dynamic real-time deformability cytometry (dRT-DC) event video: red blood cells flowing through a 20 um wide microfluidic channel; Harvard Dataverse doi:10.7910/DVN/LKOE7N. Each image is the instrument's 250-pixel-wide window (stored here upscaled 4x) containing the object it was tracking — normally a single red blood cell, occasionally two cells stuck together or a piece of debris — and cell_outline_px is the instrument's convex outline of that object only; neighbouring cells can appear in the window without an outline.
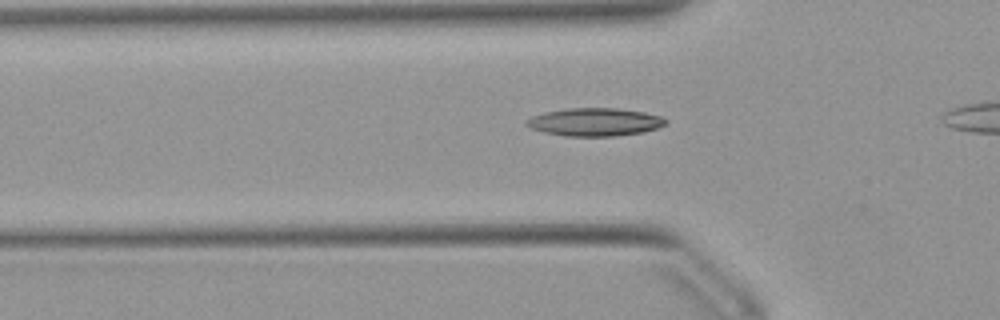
{"species": "Egyptian fruit bat (a non-hibernating species)", "species_latin": "Rousettus aegyptiacus", "temperature_condition": "warm", "stored_images_in_passage": 37, "camera_frame_rate_fps": 3000, "um_per_image_px": 0.085, "animal": {"sex": "female"}, "frame": {"image": 1, "passage_image": 12, "time_ms": 3.667, "image_size_px": [1000, 320], "cell_outline_px": [[668, 124], [644, 132], [612, 136], [568, 136], [544, 132], [532, 128], [524, 124], [524, 120], [532, 116], [544, 112], [564, 108], [620, 108], [644, 112], [660, 116], [668, 120]], "centroid_in_image_um": [50.56, 10.36], "position_along_channel_um": 75.2, "area_um2": 22.83}}
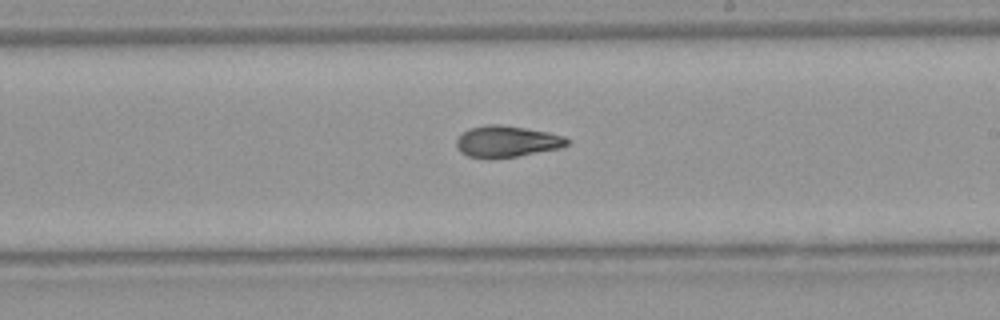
{"frame": {"image": 2, "passage_image": 25, "time_ms": 8.0, "image_size_px": [1000, 320], "cell_outline_px": [[568, 144], [560, 148], [516, 156], [468, 156], [460, 152], [456, 148], [456, 140], [468, 128], [488, 124], [500, 124], [548, 132], [564, 136], [568, 140]], "centroid_in_image_um": [43.07, 11.99], "position_along_channel_um": 245.9, "area_um2": 19.65}}
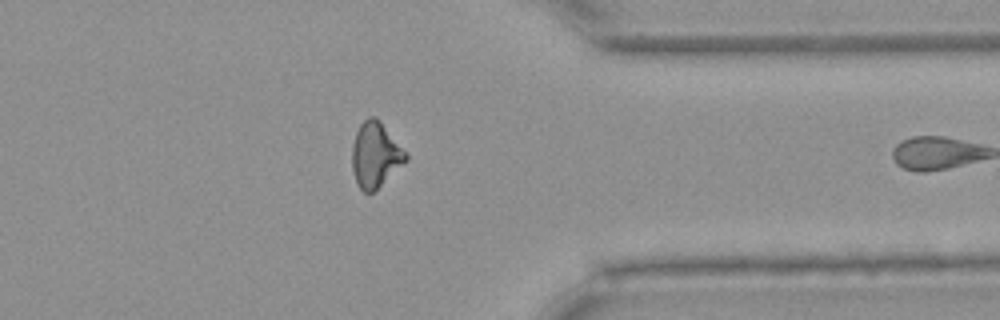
{"frame": {"image": 3, "passage_image": 36, "time_ms": 11.667, "image_size_px": [1000, 320], "cell_outline_px": [[408, 160], [372, 192], [364, 192], [360, 188], [356, 180], [352, 168], [352, 144], [356, 132], [360, 124], [368, 116], [376, 116], [380, 120], [408, 152]], "centroid_in_image_um": [31.93, 13.11], "position_along_channel_um": 379.5, "area_um2": 20.46}}